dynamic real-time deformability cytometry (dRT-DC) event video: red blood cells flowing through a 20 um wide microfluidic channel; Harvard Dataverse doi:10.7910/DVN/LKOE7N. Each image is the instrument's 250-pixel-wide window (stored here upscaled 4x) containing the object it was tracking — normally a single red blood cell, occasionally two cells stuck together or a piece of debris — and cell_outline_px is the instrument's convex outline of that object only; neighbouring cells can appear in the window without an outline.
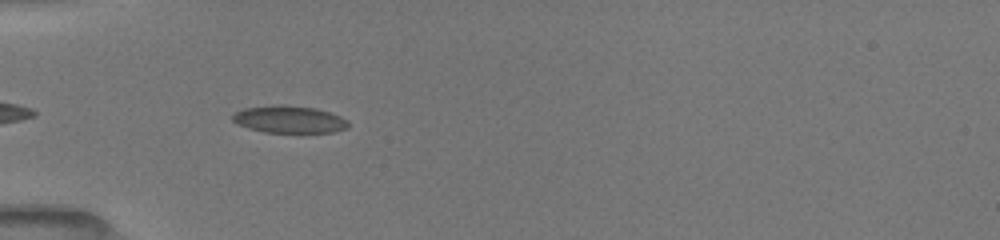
{"species": "common noctule bat (a hibernating species)", "species_latin": "Nyctalus noctula", "temperature_condition": "room temperature", "stored_images_in_passage": 6, "camera_frame_rate_fps": 3000, "um_per_image_px": 0.085, "animal": {"sex": "female", "body_mass_g": 19.5, "forearm_length_mm": 54.1}, "frame": {"image": 1, "passage_image": 3, "time_ms": 0.667, "image_size_px": [1000, 240], "cell_outline_px": [[348, 128], [332, 132], [264, 132], [248, 128], [236, 124], [232, 120], [232, 116], [236, 112], [244, 108], [272, 104], [284, 104], [316, 108], [340, 116], [348, 120]], "centroid_in_image_um": [24.56, 10.13], "position_along_channel_um": 60.4, "area_um2": 18.5}}